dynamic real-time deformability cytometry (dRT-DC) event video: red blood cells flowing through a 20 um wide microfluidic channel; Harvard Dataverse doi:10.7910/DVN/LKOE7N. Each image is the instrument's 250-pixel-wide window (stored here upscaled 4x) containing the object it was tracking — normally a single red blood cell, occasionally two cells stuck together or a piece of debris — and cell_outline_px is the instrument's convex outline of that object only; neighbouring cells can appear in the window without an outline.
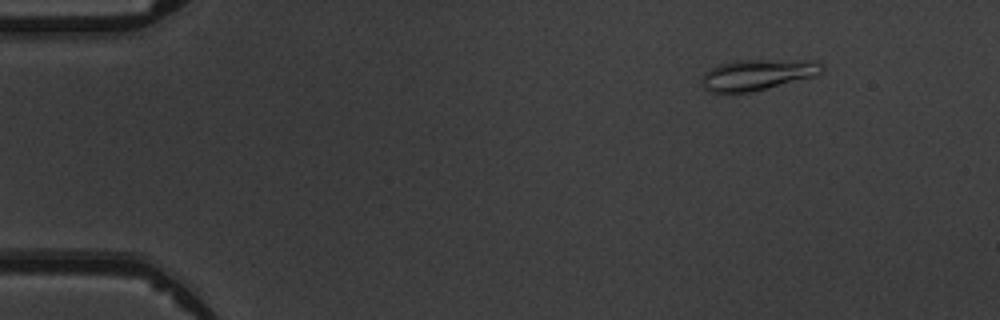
{"species": "common noctule bat (a hibernating species)", "species_latin": "Nyctalus noctula", "temperature_condition": "warm", "stored_images_in_passage": 6, "camera_frame_rate_fps": 3000, "um_per_image_px": 0.085, "animal": {"sex": "male", "body_mass_g": 19.5, "forearm_length_mm": 54.6}, "frame": {"image": 1, "passage_image": 2, "time_ms": 1.333, "image_size_px": [1000, 320], "cell_outline_px": [[824, 68], [816, 76], [748, 92], [708, 92], [704, 88], [700, 80], [704, 72], [720, 64], [736, 60], [820, 60], [824, 64]], "centroid_in_image_um": [64.4, 6.33], "position_along_channel_um": 20.6, "area_um2": 21.62}}
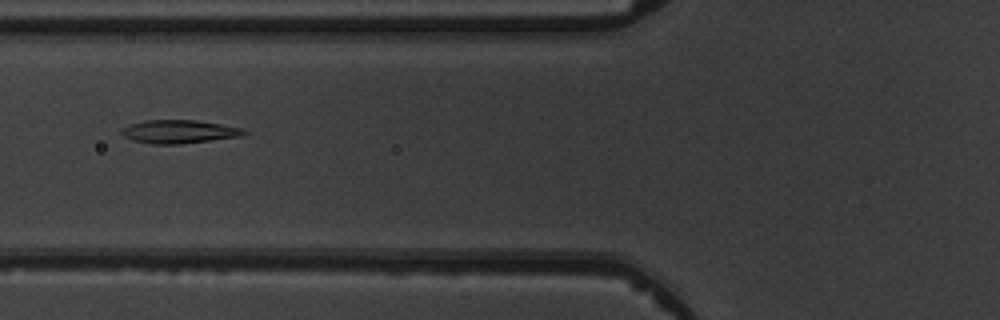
{"frame": {"image": 2, "passage_image": 6, "time_ms": 6.0, "image_size_px": [1000, 320], "cell_outline_px": [[248, 132], [240, 136], [180, 144], [152, 144], [132, 140], [124, 136], [120, 132], [120, 128], [128, 124], [144, 120], [196, 120], [244, 128]], "centroid_in_image_um": [15.17, 11.18], "position_along_channel_um": 110.6, "area_um2": 16.7}}